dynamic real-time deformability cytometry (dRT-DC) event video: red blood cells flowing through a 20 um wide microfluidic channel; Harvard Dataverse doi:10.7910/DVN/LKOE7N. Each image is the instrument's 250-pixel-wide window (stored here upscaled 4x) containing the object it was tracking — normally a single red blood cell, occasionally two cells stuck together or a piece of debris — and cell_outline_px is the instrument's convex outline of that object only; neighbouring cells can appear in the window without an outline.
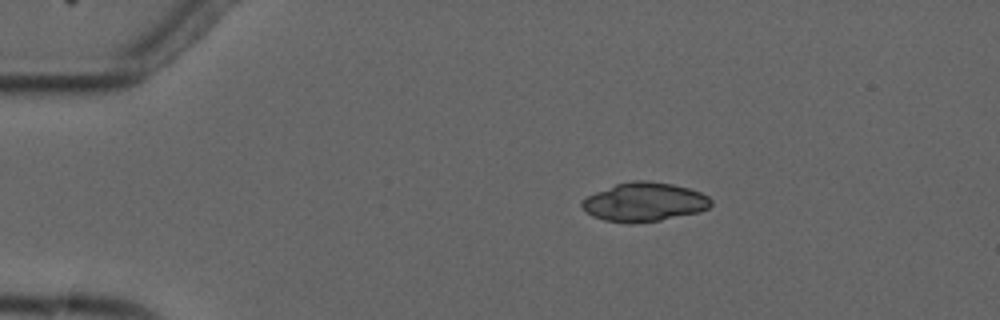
{"species": "common noctule bat (a hibernating species)", "species_latin": "Nyctalus noctula", "temperature_condition": "cold", "stored_images_in_passage": 6, "camera_frame_rate_fps": 3000, "um_per_image_px": 0.085, "animal": {"sex": "male", "forearm_length_mm": 52.5}, "frame": {"image": 1, "passage_image": 3, "time_ms": 3.0, "image_size_px": [1000, 320], "cell_outline_px": [[712, 204], [708, 208], [700, 212], [660, 220], [632, 224], [628, 224], [604, 220], [592, 216], [580, 204], [588, 196], [596, 192], [616, 184], [632, 180], [648, 180], [672, 184], [688, 188], [700, 192], [708, 196], [712, 200]], "centroid_in_image_um": [54.79, 17.18], "position_along_channel_um": 30.2, "area_um2": 29.25}}